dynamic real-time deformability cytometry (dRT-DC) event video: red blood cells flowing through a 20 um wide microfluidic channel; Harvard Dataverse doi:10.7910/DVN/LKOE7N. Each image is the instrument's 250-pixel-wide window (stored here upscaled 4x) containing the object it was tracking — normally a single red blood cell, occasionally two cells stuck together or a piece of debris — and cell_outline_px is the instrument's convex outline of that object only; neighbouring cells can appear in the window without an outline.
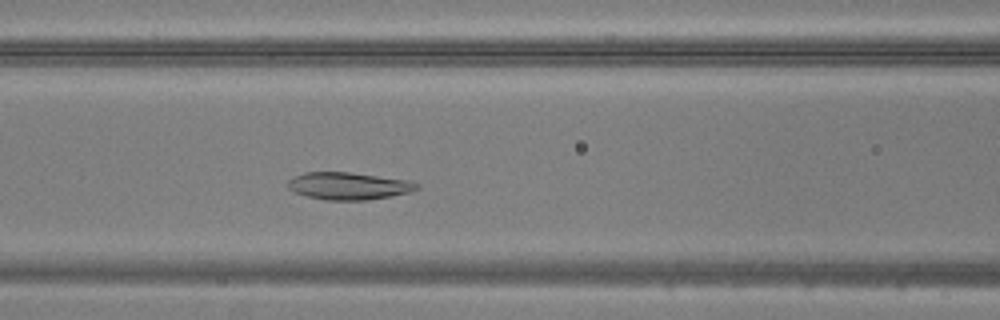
{"species": "common noctule bat (a hibernating species)", "species_latin": "Nyctalus noctula", "temperature_condition": "warm", "stored_images_in_passage": 42, "camera_frame_rate_fps": 3000, "um_per_image_px": 0.085, "animal": {"sex": "male", "body_mass_g": 20.5, "forearm_length_mm": 52.5}, "frame": {"image": 1, "passage_image": 13, "time_ms": 4.0, "image_size_px": [1000, 320], "cell_outline_px": [[420, 188], [408, 192], [368, 200], [324, 200], [308, 196], [296, 192], [288, 188], [288, 180], [304, 172], [348, 172], [408, 180], [420, 184]], "centroid_in_image_um": [29.63, 15.8], "position_along_channel_um": 137.0, "area_um2": 20.29}}
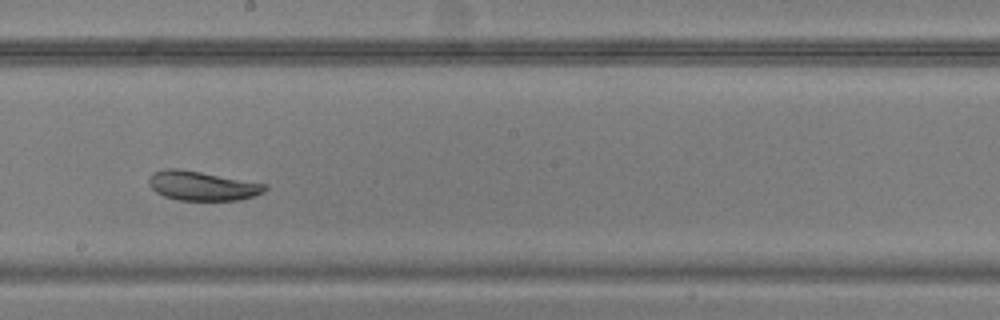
{"frame": {"image": 2, "passage_image": 20, "time_ms": 6.333, "image_size_px": [1000, 320], "cell_outline_px": [[268, 188], [264, 192], [240, 200], [180, 200], [164, 196], [156, 192], [148, 184], [148, 180], [152, 172], [164, 168], [176, 168], [200, 172], [268, 184]], "centroid_in_image_um": [17.17, 15.79], "position_along_channel_um": 231.0, "area_um2": 19.83}}
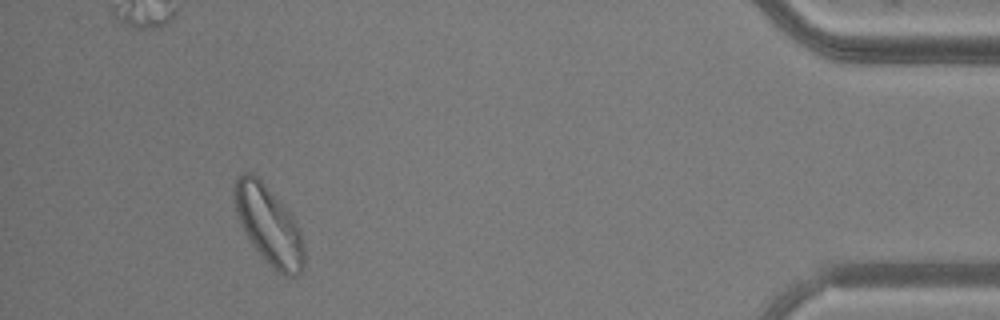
{"frame": {"image": 3, "passage_image": 38, "time_ms": 12.333, "image_size_px": [1000, 320], "cell_outline_px": [[304, 268], [296, 276], [284, 276], [264, 260], [248, 236], [236, 212], [236, 176], [240, 172], [252, 172], [264, 184], [292, 216], [300, 228], [304, 248]], "centroid_in_image_um": [22.89, 19.17], "position_along_channel_um": 412.3, "area_um2": 30.92}}